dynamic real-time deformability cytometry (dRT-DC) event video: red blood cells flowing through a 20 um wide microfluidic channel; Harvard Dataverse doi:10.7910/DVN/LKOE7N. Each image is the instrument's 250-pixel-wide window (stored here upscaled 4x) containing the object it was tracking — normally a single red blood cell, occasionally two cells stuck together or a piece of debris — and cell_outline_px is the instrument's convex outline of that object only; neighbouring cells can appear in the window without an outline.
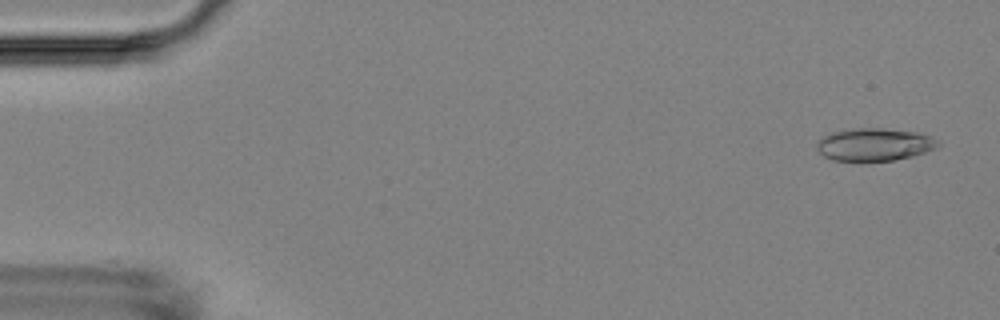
{"species": "Egyptian fruit bat (a non-hibernating species)", "species_latin": "Rousettus aegyptiacus", "temperature_condition": "room temperature", "stored_images_in_passage": 5, "camera_frame_rate_fps": 3000, "um_per_image_px": 0.085, "animal": {"sex": "female"}, "frame": {"image": 1, "passage_image": 1, "time_ms": 0.0, "image_size_px": [1000, 320], "cell_outline_px": [[940, 144], [936, 148], [912, 156], [892, 160], [864, 164], [860, 164], [832, 160], [824, 156], [816, 148], [816, 140], [820, 136], [832, 132], [852, 128], [884, 128], [916, 132], [940, 140]], "centroid_in_image_um": [74.24, 12.32], "position_along_channel_um": 10.8, "area_um2": 23.99}}
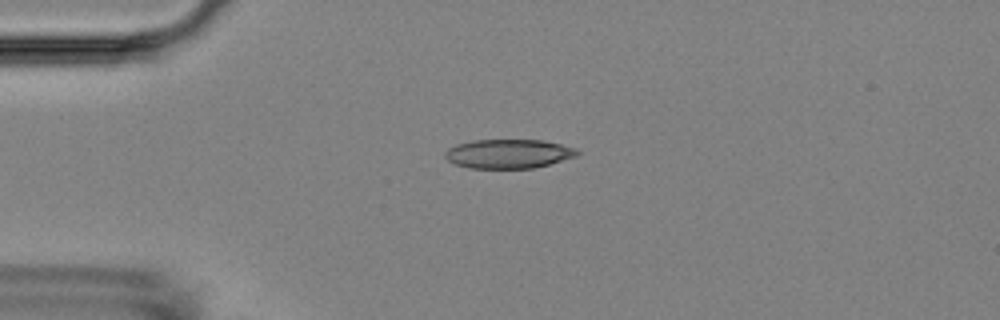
{"frame": {"image": 2, "passage_image": 4, "time_ms": 3.667, "image_size_px": [1000, 320], "cell_outline_px": [[580, 152], [576, 156], [548, 164], [532, 168], [468, 168], [456, 164], [448, 160], [444, 156], [444, 152], [448, 148], [456, 144], [472, 140], [544, 140], [576, 148]], "centroid_in_image_um": [43.19, 13.06], "position_along_channel_um": 41.8, "area_um2": 22.37}}